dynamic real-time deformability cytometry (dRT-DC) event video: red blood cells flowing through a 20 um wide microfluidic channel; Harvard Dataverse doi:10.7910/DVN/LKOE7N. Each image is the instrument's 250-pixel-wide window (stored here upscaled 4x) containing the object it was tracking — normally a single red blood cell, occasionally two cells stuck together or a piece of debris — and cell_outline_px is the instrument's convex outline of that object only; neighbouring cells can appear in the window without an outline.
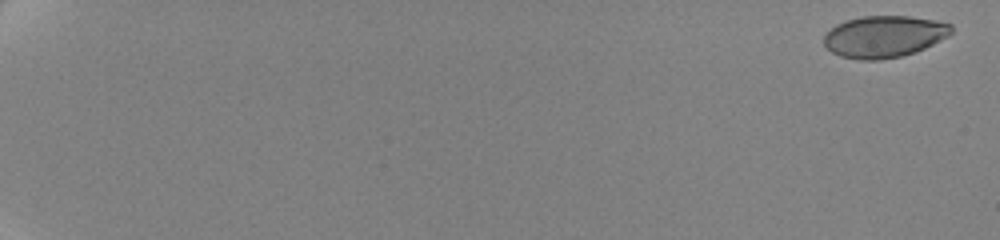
{"species": "human", "species_latin": "Homo sapiens", "temperature_condition": "cold", "stored_images_in_passage": 20, "camera_frame_rate_fps": 3000, "um_per_image_px": 0.085, "donor": {"sex": "female"}, "frame": {"image": 1, "passage_image": 1, "time_ms": 0.0, "image_size_px": [1000, 240], "cell_outline_px": [[952, 32], [948, 36], [916, 52], [900, 56], [880, 60], [860, 60], [840, 56], [832, 52], [824, 44], [824, 36], [836, 24], [848, 20], [864, 16], [908, 16], [936, 20], [952, 24]], "centroid_in_image_um": [75.16, 3.11], "position_along_channel_um": 9.8, "area_um2": 30.87}}
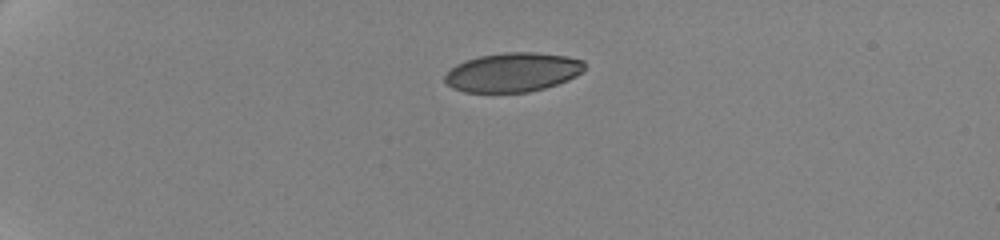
{"frame": {"image": 2, "passage_image": 13, "time_ms": 5.333, "image_size_px": [1000, 240], "cell_outline_px": [[584, 72], [568, 80], [544, 88], [528, 92], [464, 92], [452, 88], [444, 80], [444, 76], [456, 64], [480, 56], [504, 52], [536, 52], [568, 56], [584, 60]], "centroid_in_image_um": [43.61, 6.14], "position_along_channel_um": 41.4, "area_um2": 31.91}}